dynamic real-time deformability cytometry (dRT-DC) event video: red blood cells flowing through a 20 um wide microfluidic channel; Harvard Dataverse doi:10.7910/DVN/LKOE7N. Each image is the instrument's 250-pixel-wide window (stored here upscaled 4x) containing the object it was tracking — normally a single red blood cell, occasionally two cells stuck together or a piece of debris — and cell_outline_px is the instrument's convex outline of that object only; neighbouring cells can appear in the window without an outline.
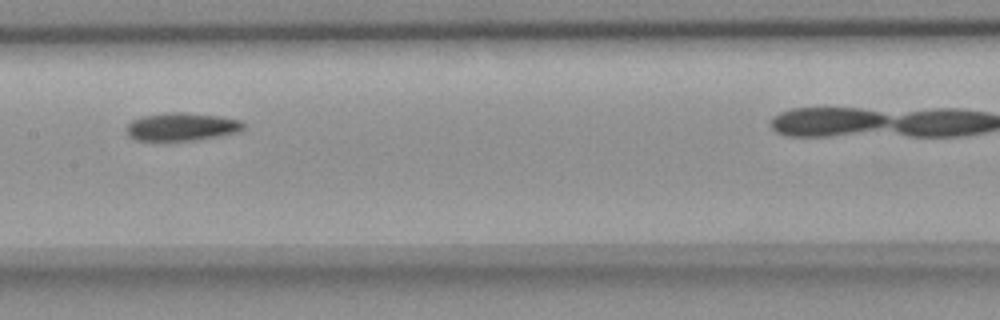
{"species": "common noctule bat (a hibernating species)", "species_latin": "Nyctalus noctula", "temperature_condition": "room temperature", "stored_images_in_passage": 6, "camera_frame_rate_fps": 3000, "um_per_image_px": 0.085, "animal": {"sex": "female", "body_mass_g": 18.4}, "frame": {"image": 1, "passage_image": 4, "time_ms": 3.333, "image_size_px": [1000, 320], "cell_outline_px": [[244, 128], [240, 132], [196, 140], [136, 140], [128, 136], [124, 132], [124, 128], [132, 120], [140, 116], [164, 112], [184, 112], [220, 116], [240, 120], [244, 124]], "centroid_in_image_um": [15.4, 10.76], "position_along_channel_um": 192.0, "area_um2": 19.36}}